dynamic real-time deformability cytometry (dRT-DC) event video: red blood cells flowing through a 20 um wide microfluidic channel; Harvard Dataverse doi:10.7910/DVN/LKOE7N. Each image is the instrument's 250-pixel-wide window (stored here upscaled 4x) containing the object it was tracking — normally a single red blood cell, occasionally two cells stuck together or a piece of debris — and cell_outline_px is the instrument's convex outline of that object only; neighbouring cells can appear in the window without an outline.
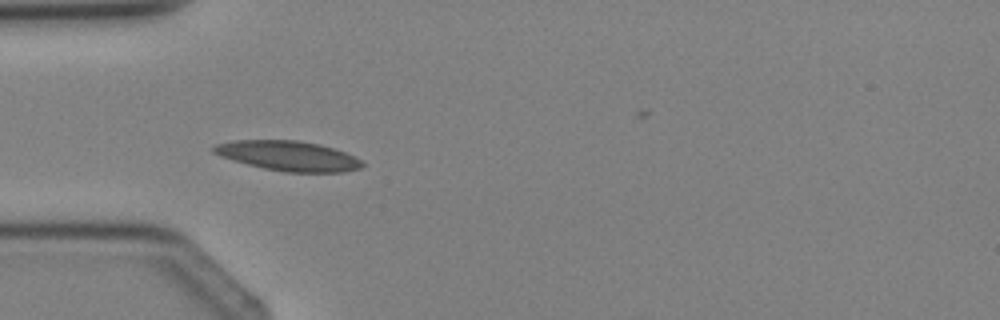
{"species": "Egyptian fruit bat (a non-hibernating species)", "species_latin": "Rousettus aegyptiacus", "temperature_condition": "cold", "stored_images_in_passage": 5, "camera_frame_rate_fps": 3000, "um_per_image_px": 0.085, "animal": {"sex": "female"}, "frame": {"image": 1, "passage_image": 4, "time_ms": 3.667, "image_size_px": [1000, 320], "cell_outline_px": [[364, 164], [360, 168], [344, 172], [284, 172], [264, 168], [248, 164], [220, 156], [212, 152], [212, 148], [216, 144], [232, 140], [296, 140], [320, 144], [356, 156]], "centroid_in_image_um": [24.5, 13.24], "position_along_channel_um": 60.5, "area_um2": 25.78}}